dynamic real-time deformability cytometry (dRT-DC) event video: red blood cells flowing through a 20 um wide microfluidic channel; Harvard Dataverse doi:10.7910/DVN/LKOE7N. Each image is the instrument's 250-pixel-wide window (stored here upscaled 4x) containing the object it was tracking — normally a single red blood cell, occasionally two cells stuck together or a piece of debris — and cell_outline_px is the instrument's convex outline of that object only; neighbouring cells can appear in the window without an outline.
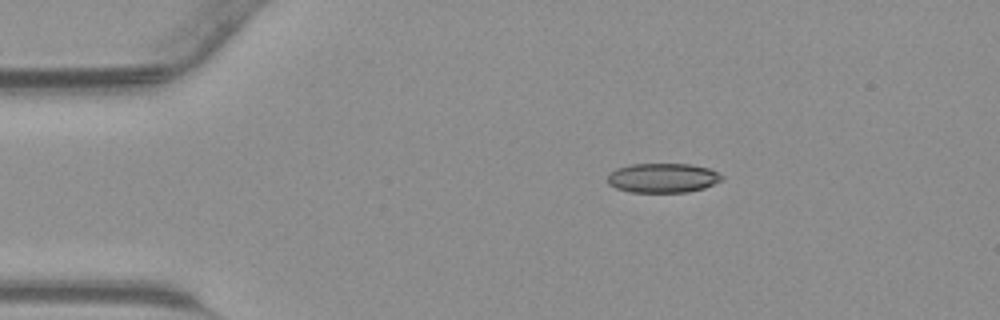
{"species": "common noctule bat (a hibernating species)", "species_latin": "Nyctalus noctula", "temperature_condition": "warm", "stored_images_in_passage": 37, "camera_frame_rate_fps": 3000, "um_per_image_px": 0.085, "animal": {"sex": "male", "body_mass_g": 23.1, "forearm_length_mm": 52.7}, "frame": {"image": 1, "passage_image": 1, "time_ms": 0.0, "image_size_px": [1000, 320], "cell_outline_px": [[724, 180], [704, 188], [688, 192], [632, 192], [616, 188], [608, 184], [608, 172], [616, 168], [632, 164], [688, 164], [708, 168], [724, 176]], "centroid_in_image_um": [56.33, 15.12], "position_along_channel_um": 28.7, "area_um2": 19.71}}
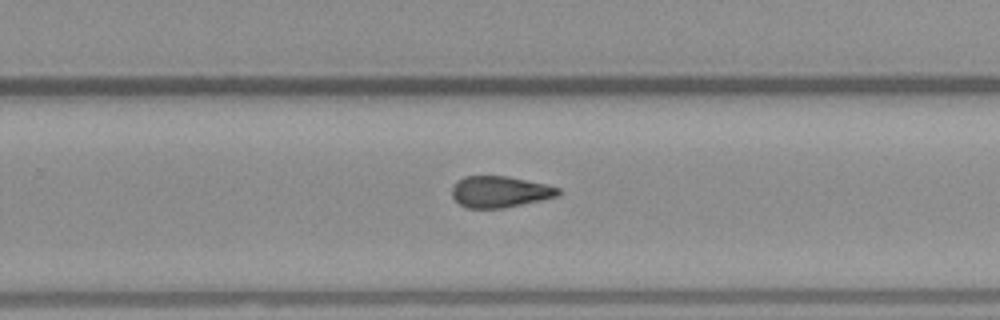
{"frame": {"image": 2, "passage_image": 21, "time_ms": 6.667, "image_size_px": [1000, 320], "cell_outline_px": [[560, 196], [504, 208], [464, 208], [452, 196], [452, 188], [464, 176], [508, 176], [544, 184], [560, 188]], "centroid_in_image_um": [42.51, 16.31], "position_along_channel_um": 287.3, "area_um2": 19.31}}
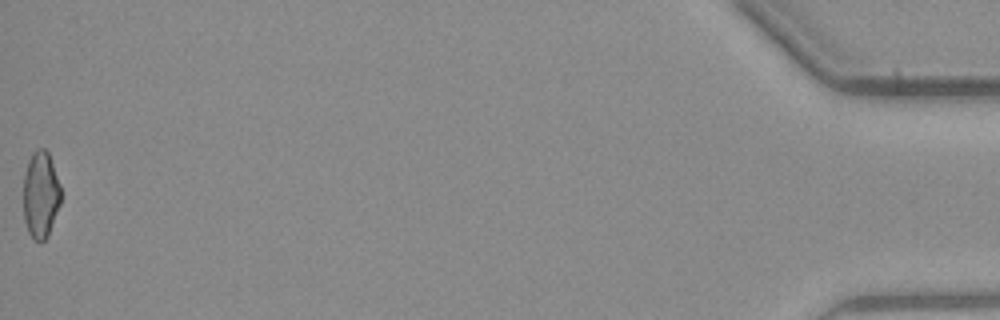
{"frame": {"image": 3, "passage_image": 37, "time_ms": 12.0, "image_size_px": [1000, 320], "cell_outline_px": [[60, 204], [48, 236], [44, 240], [32, 240], [28, 232], [24, 220], [24, 176], [28, 160], [32, 152], [36, 148], [44, 148], [48, 152], [60, 184]], "centroid_in_image_um": [3.45, 16.54], "position_along_channel_um": 431.8, "area_um2": 18.96}}